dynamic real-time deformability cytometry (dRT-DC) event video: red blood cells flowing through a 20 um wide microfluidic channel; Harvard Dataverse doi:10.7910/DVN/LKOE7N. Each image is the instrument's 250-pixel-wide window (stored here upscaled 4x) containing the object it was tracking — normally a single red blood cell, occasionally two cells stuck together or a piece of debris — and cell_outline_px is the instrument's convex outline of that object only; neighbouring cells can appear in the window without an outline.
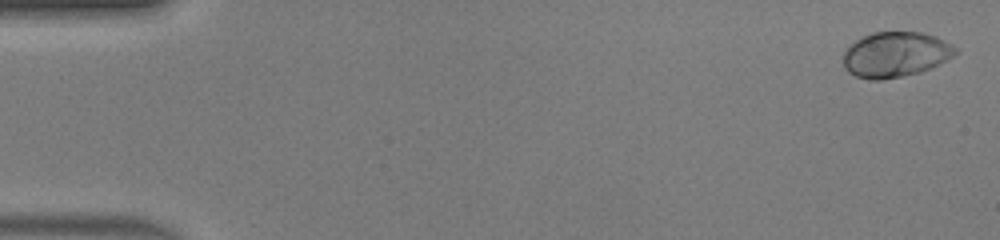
{"species": "human", "species_latin": "Homo sapiens", "temperature_condition": "warm", "stored_images_in_passage": 50, "camera_frame_rate_fps": 3000, "um_per_image_px": 0.085, "donor": {"sex": "male"}, "frame": {"image": 1, "passage_image": 2, "time_ms": 0.333, "image_size_px": [1000, 240], "cell_outline_px": [[956, 52], [952, 56], [932, 68], [920, 72], [880, 80], [868, 80], [856, 76], [848, 72], [844, 68], [844, 52], [856, 40], [872, 32], [920, 32], [936, 36], [952, 44], [956, 48]], "centroid_in_image_um": [76.11, 4.63], "position_along_channel_um": 8.9, "area_um2": 29.42}}
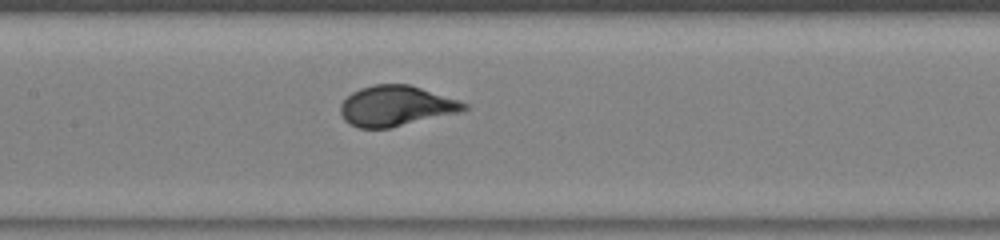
{"frame": {"image": 2, "passage_image": 25, "time_ms": 8.0, "image_size_px": [1000, 240], "cell_outline_px": [[468, 108], [460, 112], [388, 128], [360, 128], [348, 124], [344, 120], [340, 112], [340, 104], [352, 92], [360, 88], [372, 84], [408, 84], [460, 100], [468, 104]], "centroid_in_image_um": [33.64, 9.0], "position_along_channel_um": 173.8, "area_um2": 29.02}}
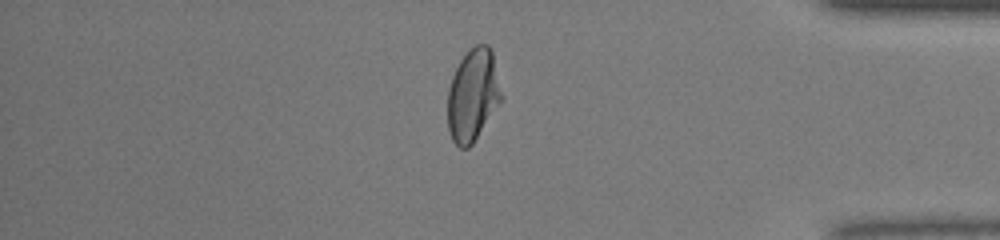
{"frame": {"image": 3, "passage_image": 43, "time_ms": 14.0, "image_size_px": [1000, 240], "cell_outline_px": [[504, 100], [472, 144], [468, 148], [460, 148], [452, 140], [448, 128], [448, 88], [452, 76], [460, 60], [468, 48], [476, 44], [488, 44], [492, 52], [504, 96]], "centroid_in_image_um": [40.23, 8.07], "position_along_channel_um": 395.0, "area_um2": 29.48}, "authors_computed_cell_mechanics": {"area_um2": 29.1023, "velocity_mm_per_s": 4.1569, "shape_relaxation_time_tau1_ms": 3.1734, "shape_relaxation_time_tau2_ms": null, "deformation_change_tau1": 0.1821, "deformation_change_tau2": null}}